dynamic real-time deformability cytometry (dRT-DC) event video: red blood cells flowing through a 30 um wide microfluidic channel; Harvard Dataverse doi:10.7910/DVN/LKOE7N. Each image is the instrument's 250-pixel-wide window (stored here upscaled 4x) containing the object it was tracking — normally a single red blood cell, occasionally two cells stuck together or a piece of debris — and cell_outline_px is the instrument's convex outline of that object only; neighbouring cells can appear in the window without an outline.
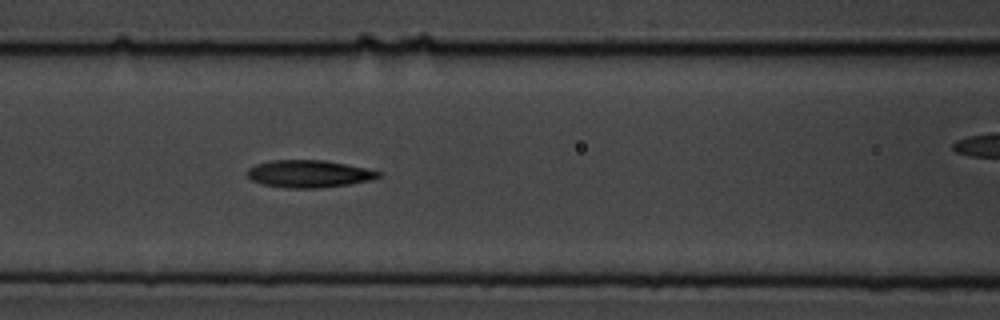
{"species": "common noctule bat (a hibernating species)", "species_latin": "Nyctalus noctula", "temperature_condition": "cold", "stored_images_in_passage": 13, "camera_frame_rate_fps": 3000, "um_per_image_px": 0.085, "animal": {"sex": "male", "body_mass_g": 19.5, "forearm_length_mm": 54.6}, "frame": {"image": 1, "passage_image": 4, "time_ms": 3.333, "image_size_px": [1000, 320], "cell_outline_px": [[384, 172], [380, 176], [368, 180], [348, 184], [320, 188], [288, 188], [264, 184], [252, 180], [244, 172], [248, 168], [256, 164], [272, 160], [324, 160]], "centroid_in_image_um": [26.22, 14.77], "position_along_channel_um": 140.4, "area_um2": 20.75}}
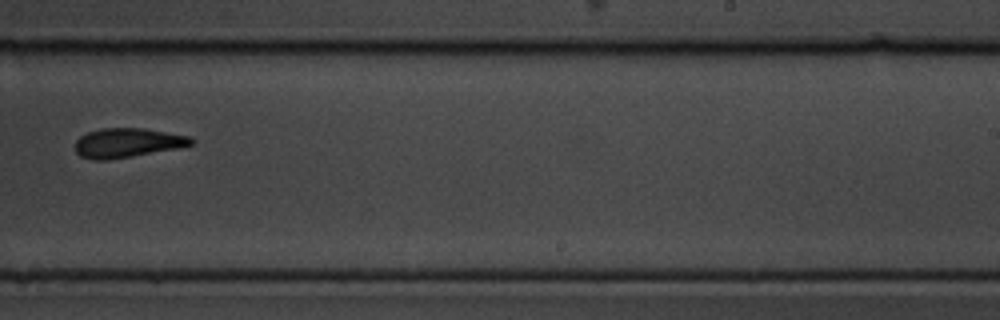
{"frame": {"image": 2, "passage_image": 8, "time_ms": 9.0, "image_size_px": [1000, 320], "cell_outline_px": [[196, 144], [180, 148], [104, 160], [92, 160], [80, 156], [76, 152], [76, 140], [80, 136], [88, 132], [100, 128], [144, 128], [188, 136], [196, 140]], "centroid_in_image_um": [10.85, 12.13], "position_along_channel_um": 278.1, "area_um2": 19.83}}
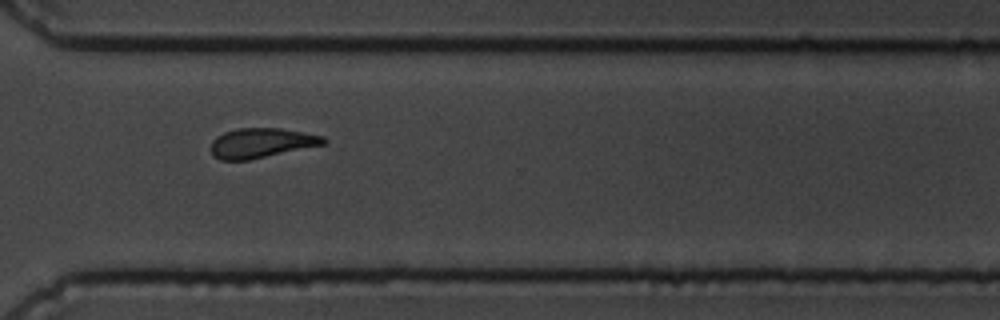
{"frame": {"image": 3, "passage_image": 10, "time_ms": 11.0, "image_size_px": [1000, 320], "cell_outline_px": [[328, 140], [324, 144], [248, 160], [220, 160], [212, 156], [208, 148], [212, 140], [216, 136], [224, 132], [236, 128], [280, 128], [304, 132], [324, 136]], "centroid_in_image_um": [22.15, 12.15], "position_along_channel_um": 348.5, "area_um2": 19.71}, "authors_computed_cell_mechanics": {"area_um2": 19.941, "velocity_mm_per_s": 3.4903, "shape_relaxation_time_tau1_ms": null, "shape_relaxation_time_tau2_ms": 8.1458, "deformation_change_tau1": null, "deformation_change_tau2": 0.167}}